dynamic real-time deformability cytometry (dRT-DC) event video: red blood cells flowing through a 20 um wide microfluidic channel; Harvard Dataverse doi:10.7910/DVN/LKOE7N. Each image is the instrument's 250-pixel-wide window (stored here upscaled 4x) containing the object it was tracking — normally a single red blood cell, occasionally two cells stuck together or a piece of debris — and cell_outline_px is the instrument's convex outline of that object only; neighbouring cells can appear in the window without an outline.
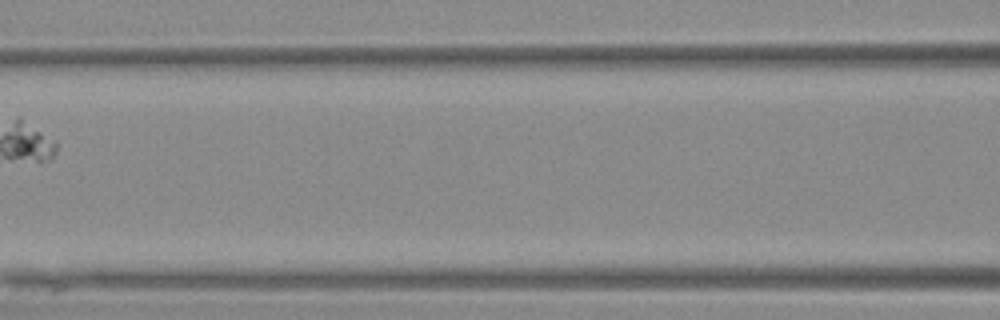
{"species": "Egyptian fruit bat (a non-hibernating species)", "species_latin": "Rousettus aegyptiacus", "temperature_condition": "warm", "stored_images_in_passage": 7, "camera_frame_rate_fps": 3000, "um_per_image_px": 0.085, "animal": {"sex": "female"}, "frame": {"image": 1, "passage_image": 3, "time_ms": 0.667, "image_size_px": [1000, 320], "cell_outline_px": [[196, 120], [188, 124], [148, 128], [144, 128], [80, 124], [64, 120], [68, 116], [104, 108], [180, 112], [196, 116]], "centroid_in_image_um": [11.19, 10.05], "position_along_channel_um": 155.4, "area_um2": 13.41}}